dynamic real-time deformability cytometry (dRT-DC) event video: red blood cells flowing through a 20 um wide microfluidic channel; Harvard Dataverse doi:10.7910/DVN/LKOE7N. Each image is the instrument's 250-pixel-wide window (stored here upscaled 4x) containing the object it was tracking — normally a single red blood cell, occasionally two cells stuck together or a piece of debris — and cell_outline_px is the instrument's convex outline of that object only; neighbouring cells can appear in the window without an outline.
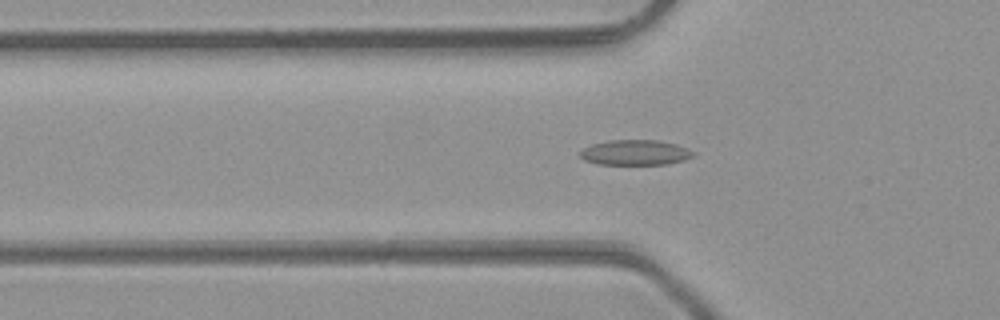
{"species": "common noctule bat (a hibernating species)", "species_latin": "Nyctalus noctula", "temperature_condition": "room temperature", "stored_images_in_passage": 36, "camera_frame_rate_fps": 3000, "um_per_image_px": 0.085, "animal": {"sex": "male", "body_mass_g": 23.1, "forearm_length_mm": 52.7}, "frame": {"image": 1, "passage_image": 4, "time_ms": 1.0, "image_size_px": [1000, 320], "cell_outline_px": [[696, 156], [684, 160], [668, 164], [600, 164], [584, 160], [580, 156], [580, 152], [584, 148], [592, 144], [608, 140], [656, 140], [676, 144], [696, 152]], "centroid_in_image_um": [54.03, 12.96], "position_along_channel_um": 71.8, "area_um2": 16.65}}
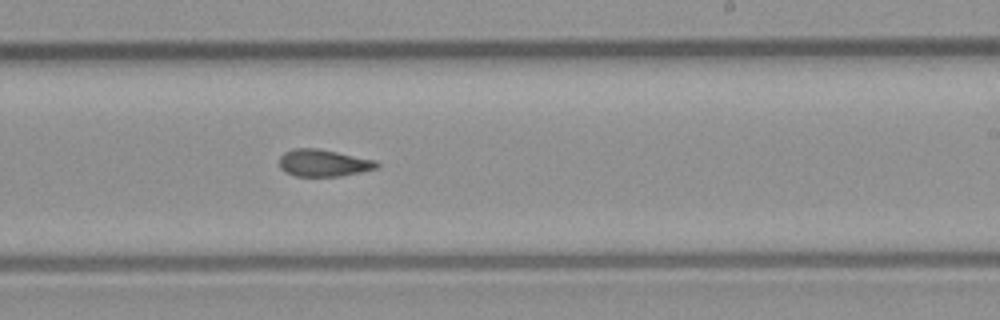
{"frame": {"image": 2, "passage_image": 17, "time_ms": 5.333, "image_size_px": [1000, 320], "cell_outline_px": [[380, 164], [376, 168], [360, 172], [340, 176], [296, 176], [284, 172], [280, 168], [280, 156], [284, 152], [292, 148], [316, 148], [376, 160]], "centroid_in_image_um": [27.46, 13.85], "position_along_channel_um": 261.5, "area_um2": 15.32}}
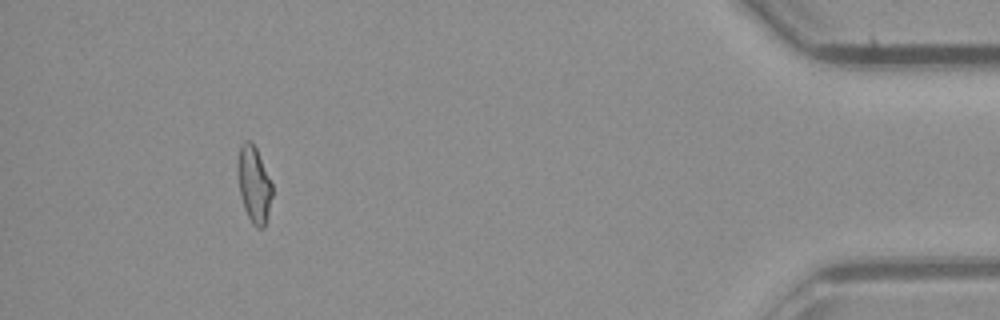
{"frame": {"image": 3, "passage_image": 32, "time_ms": 10.333, "image_size_px": [1000, 320], "cell_outline_px": [[272, 196], [268, 216], [264, 228], [256, 228], [252, 224], [244, 208], [240, 192], [236, 168], [236, 164], [240, 144], [244, 140], [252, 140], [256, 148], [272, 184]], "centroid_in_image_um": [21.57, 15.65], "position_along_channel_um": 413.6, "area_um2": 15.55}, "authors_computed_cell_mechanics": {"area_um2": 15.6638, "velocity_mm_per_s": 4.3554, "shape_relaxation_time_tau1_ms": null, "shape_relaxation_time_tau2_ms": 2.4741, "deformation_change_tau1": null, "deformation_change_tau2": 0.0845}}